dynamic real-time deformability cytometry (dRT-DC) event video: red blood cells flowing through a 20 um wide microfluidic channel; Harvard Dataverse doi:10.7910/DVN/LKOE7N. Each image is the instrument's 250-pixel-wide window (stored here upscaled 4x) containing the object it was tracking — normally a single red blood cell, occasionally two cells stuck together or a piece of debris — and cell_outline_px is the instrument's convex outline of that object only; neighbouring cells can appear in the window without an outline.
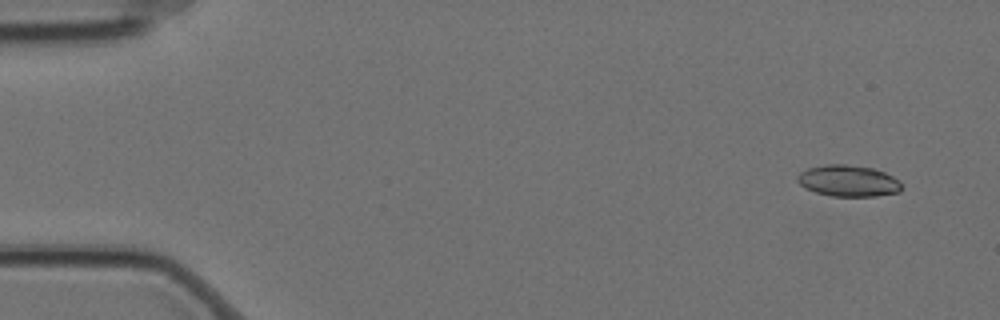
{"species": "Egyptian fruit bat (a non-hibernating species)", "species_latin": "Rousettus aegyptiacus", "temperature_condition": "cold", "stored_images_in_passage": 5, "camera_frame_rate_fps": 3000, "um_per_image_px": 0.085, "animal": {"sex": "female"}, "frame": {"image": 1, "passage_image": 2, "time_ms": 0.333, "image_size_px": [1000, 320], "cell_outline_px": [[900, 192], [876, 196], [832, 196], [816, 192], [804, 188], [796, 180], [796, 176], [800, 172], [808, 168], [828, 164], [844, 164], [872, 168], [884, 172], [900, 180]], "centroid_in_image_um": [72.08, 15.37], "position_along_channel_um": 12.9, "area_um2": 19.02}}